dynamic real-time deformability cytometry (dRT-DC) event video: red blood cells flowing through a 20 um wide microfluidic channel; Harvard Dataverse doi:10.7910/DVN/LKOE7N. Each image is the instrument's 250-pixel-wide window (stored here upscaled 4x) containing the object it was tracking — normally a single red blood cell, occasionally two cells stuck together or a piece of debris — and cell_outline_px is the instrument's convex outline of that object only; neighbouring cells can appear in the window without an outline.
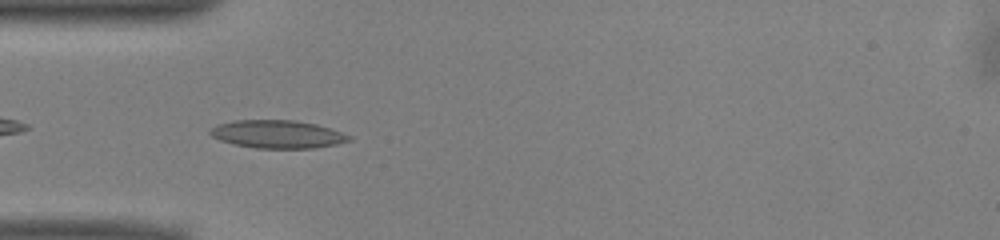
{"species": "common noctule bat (a hibernating species)", "species_latin": "Nyctalus noctula", "temperature_condition": "warm", "stored_images_in_passage": 37, "camera_frame_rate_fps": 3000, "um_per_image_px": 0.085, "animal": {"sex": "male", "body_mass_g": 13.0, "forearm_length_mm": 53.1}, "frame": {"image": 1, "passage_image": 4, "time_ms": 1.0, "image_size_px": [1000, 240], "cell_outline_px": [[352, 140], [336, 144], [316, 148], [256, 148], [232, 144], [220, 140], [212, 136], [208, 132], [216, 124], [232, 120], [296, 120], [316, 124], [332, 128], [352, 136]], "centroid_in_image_um": [23.6, 11.4], "position_along_channel_um": 61.4, "area_um2": 22.89}}
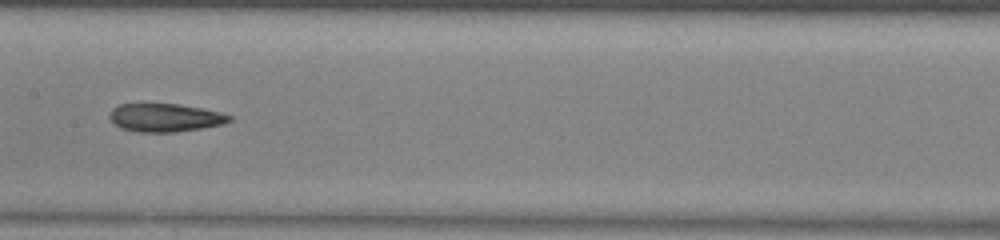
{"frame": {"image": 2, "passage_image": 14, "time_ms": 4.333, "image_size_px": [1000, 240], "cell_outline_px": [[232, 120], [224, 124], [204, 128], [176, 132], [140, 132], [120, 128], [108, 116], [112, 108], [120, 104], [180, 104], [220, 112], [232, 116]], "centroid_in_image_um": [14.05, 10.0], "position_along_channel_um": 193.3, "area_um2": 19.71}}
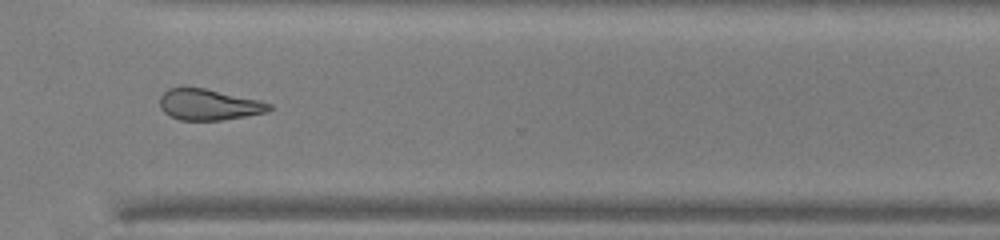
{"frame": {"image": 3, "passage_image": 26, "time_ms": 8.333, "image_size_px": [1000, 240], "cell_outline_px": [[272, 108], [268, 112], [220, 120], [180, 120], [168, 116], [160, 108], [160, 96], [168, 88], [204, 88], [260, 100], [272, 104]], "centroid_in_image_um": [17.74, 8.9], "position_along_channel_um": 352.9, "area_um2": 19.71}, "authors_computed_cell_mechanics": {"area_um2": 20.1722, "velocity_mm_per_s": 3.9822, "shape_relaxation_time_tau1_ms": null, "shape_relaxation_time_tau2_ms": 4.7796, "deformation_change_tau1": null, "deformation_change_tau2": 0.1454}}